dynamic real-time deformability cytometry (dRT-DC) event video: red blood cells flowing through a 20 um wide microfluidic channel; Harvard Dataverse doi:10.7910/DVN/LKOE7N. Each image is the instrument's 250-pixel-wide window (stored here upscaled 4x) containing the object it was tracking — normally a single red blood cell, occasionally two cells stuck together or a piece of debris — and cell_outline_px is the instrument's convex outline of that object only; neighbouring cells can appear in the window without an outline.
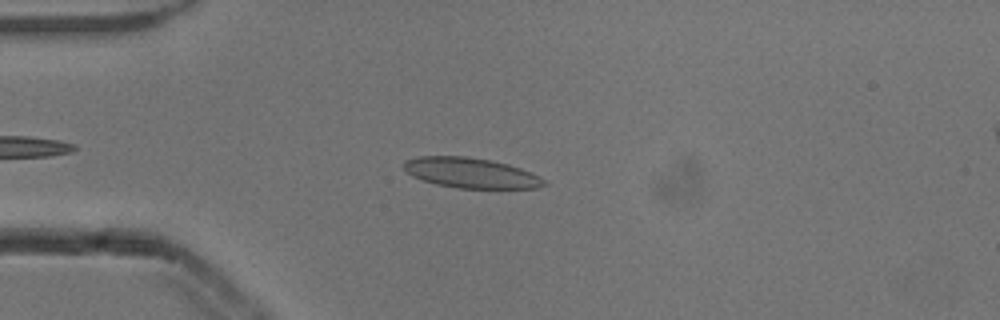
{"species": "common noctule bat (a hibernating species)", "species_latin": "Nyctalus noctula", "temperature_condition": "cold", "stored_images_in_passage": 47, "camera_frame_rate_fps": 3000, "um_per_image_px": 0.085, "animal": {"sex": "male", "body_mass_g": 13.3}, "frame": {"image": 1, "passage_image": 11, "time_ms": 3.333, "image_size_px": [1000, 320], "cell_outline_px": [[548, 184], [536, 188], [460, 188], [436, 184], [412, 176], [404, 168], [404, 160], [420, 156], [464, 156], [492, 160], [508, 164], [532, 172], [540, 176]], "centroid_in_image_um": [40.05, 14.69], "position_along_channel_um": 44.9, "area_um2": 24.62}}
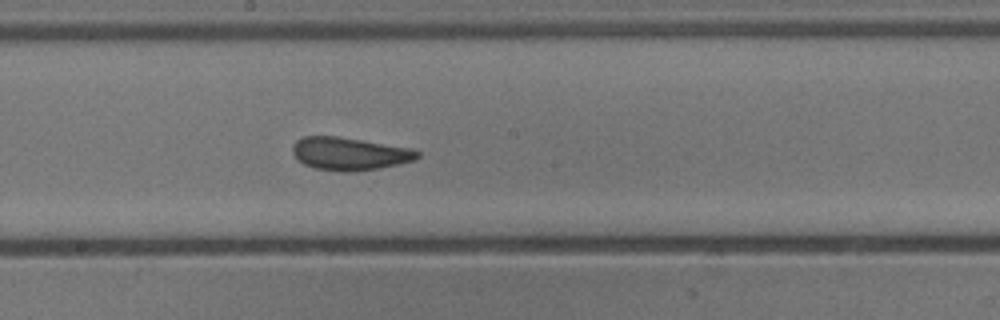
{"frame": {"image": 2, "passage_image": 26, "time_ms": 8.333, "image_size_px": [1000, 320], "cell_outline_px": [[420, 156], [416, 160], [400, 164], [380, 168], [356, 172], [340, 172], [312, 168], [296, 160], [292, 152], [292, 148], [296, 140], [304, 136], [336, 136], [412, 148], [420, 152]], "centroid_in_image_um": [29.71, 13.08], "position_along_channel_um": 218.5, "area_um2": 24.28}}
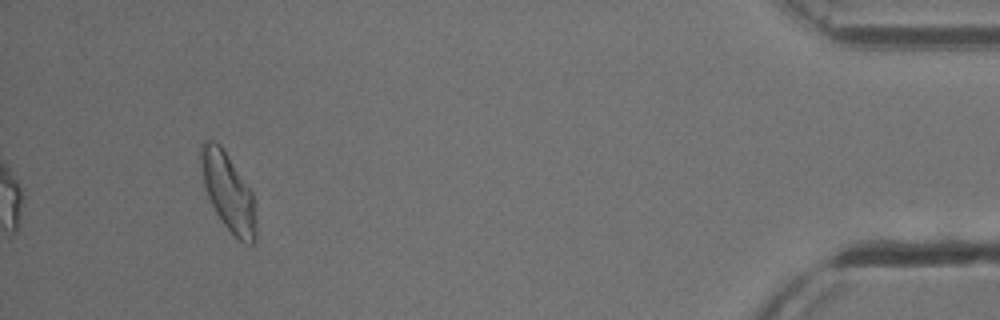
{"frame": {"image": 3, "passage_image": 47, "time_ms": 15.333, "image_size_px": [1000, 320], "cell_outline_px": [[256, 240], [252, 244], [244, 244], [232, 236], [216, 212], [204, 188], [200, 164], [200, 144], [204, 140], [212, 140], [220, 144], [252, 192], [256, 220]], "centroid_in_image_um": [19.39, 16.34], "position_along_channel_um": 415.8, "area_um2": 25.03}, "authors_computed_cell_mechanics": {"area_um2": 23.5246, "velocity_mm_per_s": 3.8413, "shape_relaxation_time_tau1_ms": 6.3676, "shape_relaxation_time_tau2_ms": 1.8782, "deformation_change_tau1": 0.1506, "deformation_change_tau2": 0.0871}}